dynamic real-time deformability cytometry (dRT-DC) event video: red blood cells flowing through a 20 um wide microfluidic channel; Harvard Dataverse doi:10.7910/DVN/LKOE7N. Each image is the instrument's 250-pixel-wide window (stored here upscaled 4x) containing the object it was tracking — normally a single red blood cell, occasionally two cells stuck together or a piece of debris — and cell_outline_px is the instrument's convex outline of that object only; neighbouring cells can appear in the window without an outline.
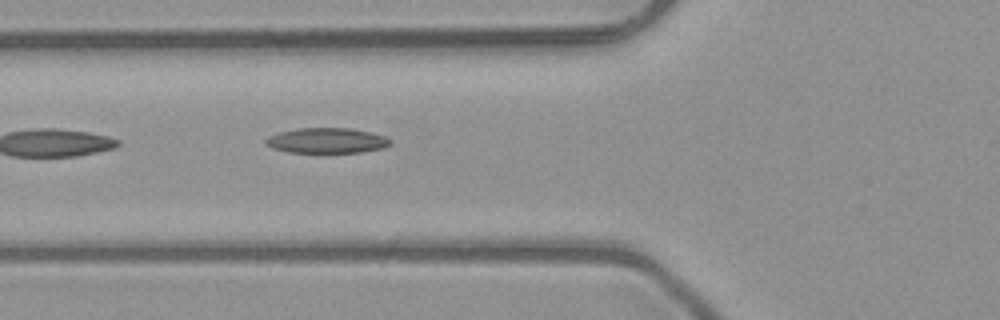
{"species": "common noctule bat (a hibernating species)", "species_latin": "Nyctalus noctula", "temperature_condition": "room temperature", "stored_images_in_passage": 6, "camera_frame_rate_fps": 3000, "um_per_image_px": 0.085, "animal": {"sex": "male", "body_mass_g": 23.1, "forearm_length_mm": 52.7}, "frame": {"image": 1, "passage_image": 6, "time_ms": 1.667, "image_size_px": [1000, 320], "cell_outline_px": [[392, 144], [384, 148], [360, 152], [288, 152], [272, 148], [264, 144], [264, 140], [268, 136], [280, 132], [296, 128], [348, 128], [368, 132], [384, 136], [392, 140]], "centroid_in_image_um": [27.75, 11.95], "position_along_channel_um": 98.0, "area_um2": 18.32}}